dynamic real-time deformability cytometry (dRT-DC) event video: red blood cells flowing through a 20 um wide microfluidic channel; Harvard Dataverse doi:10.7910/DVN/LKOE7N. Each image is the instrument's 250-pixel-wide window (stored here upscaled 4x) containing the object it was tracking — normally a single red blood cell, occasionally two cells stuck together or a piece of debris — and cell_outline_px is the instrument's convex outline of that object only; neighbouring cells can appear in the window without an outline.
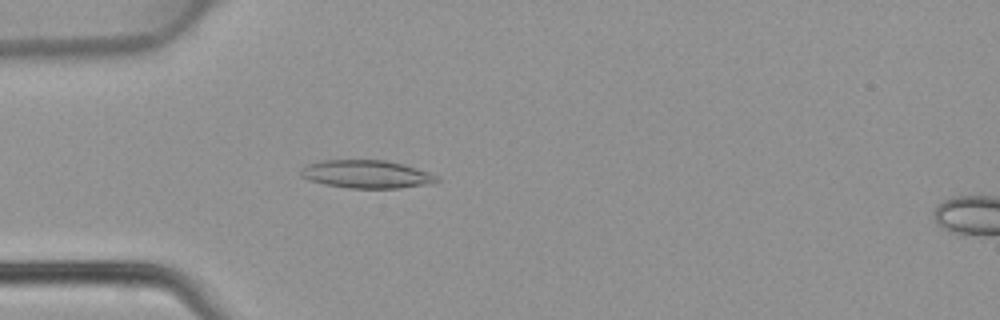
{"species": "common noctule bat (a hibernating species)", "species_latin": "Nyctalus noctula", "temperature_condition": "warm", "stored_images_in_passage": 45, "camera_frame_rate_fps": 3000, "um_per_image_px": 0.085, "animal": {"sex": "female", "body_mass_g": 22.7, "forearm_length_mm": 54.2}, "frame": {"image": 1, "passage_image": 12, "time_ms": 3.667, "image_size_px": [1000, 320], "cell_outline_px": [[440, 180], [436, 184], [400, 188], [348, 188], [324, 184], [308, 180], [300, 176], [300, 168], [308, 164], [324, 160], [384, 160], [404, 164], [428, 172], [436, 176]], "centroid_in_image_um": [31.17, 14.81], "position_along_channel_um": 53.8, "area_um2": 22.43}}
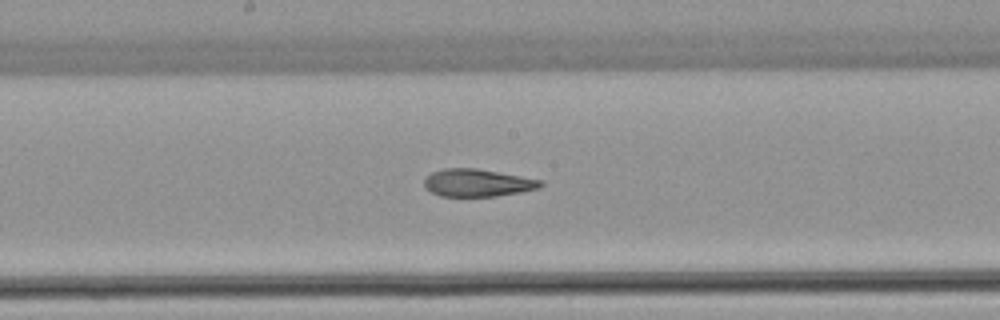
{"frame": {"image": 2, "passage_image": 23, "time_ms": 7.333, "image_size_px": [1000, 320], "cell_outline_px": [[544, 184], [540, 188], [520, 192], [496, 196], [440, 196], [424, 188], [424, 180], [432, 172], [444, 168], [476, 168], [544, 180]], "centroid_in_image_um": [40.61, 15.54], "position_along_channel_um": 207.6, "area_um2": 18.73}}
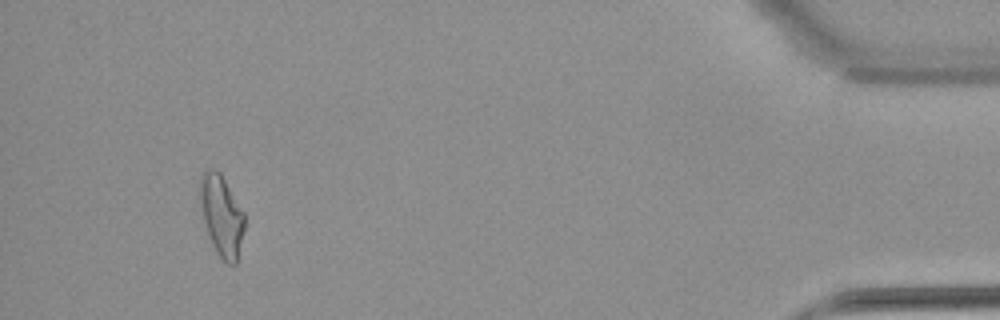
{"frame": {"image": 3, "passage_image": 42, "time_ms": 13.667, "image_size_px": [1000, 320], "cell_outline_px": [[244, 228], [236, 264], [228, 264], [216, 252], [212, 244], [204, 220], [200, 204], [200, 176], [208, 168], [216, 168], [220, 172], [244, 212]], "centroid_in_image_um": [18.83, 18.29], "position_along_channel_um": 416.4, "area_um2": 20.69}}